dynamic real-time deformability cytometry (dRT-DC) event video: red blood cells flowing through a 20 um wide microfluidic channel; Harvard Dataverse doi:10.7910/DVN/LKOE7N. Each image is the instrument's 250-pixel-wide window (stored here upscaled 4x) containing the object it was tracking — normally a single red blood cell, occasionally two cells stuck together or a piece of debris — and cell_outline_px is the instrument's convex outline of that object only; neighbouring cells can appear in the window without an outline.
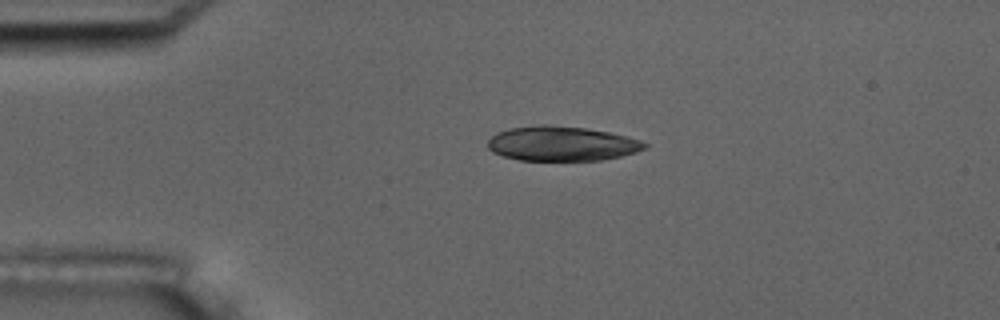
{"species": "common noctule bat (a hibernating species)", "species_latin": "Nyctalus noctula", "temperature_condition": "room temperature", "stored_images_in_passage": 4, "camera_frame_rate_fps": 3000, "um_per_image_px": 0.085, "animal": {"sex": "male", "body_mass_g": 17.5, "forearm_length_mm": 52.3}, "frame": {"image": 1, "passage_image": 3, "time_ms": 2.0, "image_size_px": [1000, 320], "cell_outline_px": [[648, 148], [636, 152], [620, 156], [600, 160], [520, 160], [504, 156], [492, 152], [488, 148], [488, 140], [496, 132], [512, 128], [540, 124], [548, 124], [584, 128], [608, 132], [628, 136], [640, 140], [648, 144]], "centroid_in_image_um": [47.76, 12.2], "position_along_channel_um": 37.2, "area_um2": 31.67}}